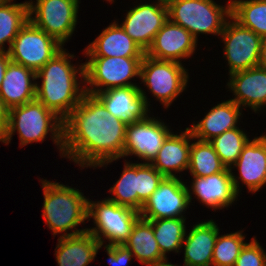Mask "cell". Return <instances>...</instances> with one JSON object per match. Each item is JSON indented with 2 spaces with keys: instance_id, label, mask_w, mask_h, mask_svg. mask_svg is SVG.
<instances>
[{
  "instance_id": "11",
  "label": "cell",
  "mask_w": 266,
  "mask_h": 266,
  "mask_svg": "<svg viewBox=\"0 0 266 266\" xmlns=\"http://www.w3.org/2000/svg\"><path fill=\"white\" fill-rule=\"evenodd\" d=\"M229 19L220 36L225 44L224 54L231 75L259 65L262 37L241 26L232 17Z\"/></svg>"
},
{
  "instance_id": "14",
  "label": "cell",
  "mask_w": 266,
  "mask_h": 266,
  "mask_svg": "<svg viewBox=\"0 0 266 266\" xmlns=\"http://www.w3.org/2000/svg\"><path fill=\"white\" fill-rule=\"evenodd\" d=\"M168 19L166 5L141 3L127 12L121 27L146 52Z\"/></svg>"
},
{
  "instance_id": "13",
  "label": "cell",
  "mask_w": 266,
  "mask_h": 266,
  "mask_svg": "<svg viewBox=\"0 0 266 266\" xmlns=\"http://www.w3.org/2000/svg\"><path fill=\"white\" fill-rule=\"evenodd\" d=\"M161 121L147 116L126 126L123 157L136 155L151 163L157 156L163 141L171 133Z\"/></svg>"
},
{
  "instance_id": "34",
  "label": "cell",
  "mask_w": 266,
  "mask_h": 266,
  "mask_svg": "<svg viewBox=\"0 0 266 266\" xmlns=\"http://www.w3.org/2000/svg\"><path fill=\"white\" fill-rule=\"evenodd\" d=\"M164 176L150 163H138V198L145 203Z\"/></svg>"
},
{
  "instance_id": "8",
  "label": "cell",
  "mask_w": 266,
  "mask_h": 266,
  "mask_svg": "<svg viewBox=\"0 0 266 266\" xmlns=\"http://www.w3.org/2000/svg\"><path fill=\"white\" fill-rule=\"evenodd\" d=\"M139 78L167 108L184 91L189 77L182 63L156 60L144 55Z\"/></svg>"
},
{
  "instance_id": "4",
  "label": "cell",
  "mask_w": 266,
  "mask_h": 266,
  "mask_svg": "<svg viewBox=\"0 0 266 266\" xmlns=\"http://www.w3.org/2000/svg\"><path fill=\"white\" fill-rule=\"evenodd\" d=\"M63 124V119L35 99L9 109L8 129L3 143L8 145L16 131L21 147L32 142H42L50 131L63 156Z\"/></svg>"
},
{
  "instance_id": "40",
  "label": "cell",
  "mask_w": 266,
  "mask_h": 266,
  "mask_svg": "<svg viewBox=\"0 0 266 266\" xmlns=\"http://www.w3.org/2000/svg\"><path fill=\"white\" fill-rule=\"evenodd\" d=\"M147 266H178V265H174V264L168 263L167 259H165V260H163L161 262L153 263V264L147 265Z\"/></svg>"
},
{
  "instance_id": "27",
  "label": "cell",
  "mask_w": 266,
  "mask_h": 266,
  "mask_svg": "<svg viewBox=\"0 0 266 266\" xmlns=\"http://www.w3.org/2000/svg\"><path fill=\"white\" fill-rule=\"evenodd\" d=\"M13 0H0V52H5L4 43L8 42L9 51L18 32L29 20L28 1L12 3Z\"/></svg>"
},
{
  "instance_id": "36",
  "label": "cell",
  "mask_w": 266,
  "mask_h": 266,
  "mask_svg": "<svg viewBox=\"0 0 266 266\" xmlns=\"http://www.w3.org/2000/svg\"><path fill=\"white\" fill-rule=\"evenodd\" d=\"M109 264L112 266H126L133 258V254L124 244L105 246Z\"/></svg>"
},
{
  "instance_id": "9",
  "label": "cell",
  "mask_w": 266,
  "mask_h": 266,
  "mask_svg": "<svg viewBox=\"0 0 266 266\" xmlns=\"http://www.w3.org/2000/svg\"><path fill=\"white\" fill-rule=\"evenodd\" d=\"M62 49L58 40L28 20L13 40L8 54L12 62L37 72Z\"/></svg>"
},
{
  "instance_id": "35",
  "label": "cell",
  "mask_w": 266,
  "mask_h": 266,
  "mask_svg": "<svg viewBox=\"0 0 266 266\" xmlns=\"http://www.w3.org/2000/svg\"><path fill=\"white\" fill-rule=\"evenodd\" d=\"M255 239L244 245L234 266H266V253Z\"/></svg>"
},
{
  "instance_id": "30",
  "label": "cell",
  "mask_w": 266,
  "mask_h": 266,
  "mask_svg": "<svg viewBox=\"0 0 266 266\" xmlns=\"http://www.w3.org/2000/svg\"><path fill=\"white\" fill-rule=\"evenodd\" d=\"M138 163L126 162L124 170L115 185L110 188L113 197L109 201L127 206L140 212L143 202L138 198Z\"/></svg>"
},
{
  "instance_id": "31",
  "label": "cell",
  "mask_w": 266,
  "mask_h": 266,
  "mask_svg": "<svg viewBox=\"0 0 266 266\" xmlns=\"http://www.w3.org/2000/svg\"><path fill=\"white\" fill-rule=\"evenodd\" d=\"M188 169L192 176L206 177L227 168L209 141L197 140L191 143Z\"/></svg>"
},
{
  "instance_id": "23",
  "label": "cell",
  "mask_w": 266,
  "mask_h": 266,
  "mask_svg": "<svg viewBox=\"0 0 266 266\" xmlns=\"http://www.w3.org/2000/svg\"><path fill=\"white\" fill-rule=\"evenodd\" d=\"M219 228L213 220L195 224L184 238L183 266H211Z\"/></svg>"
},
{
  "instance_id": "26",
  "label": "cell",
  "mask_w": 266,
  "mask_h": 266,
  "mask_svg": "<svg viewBox=\"0 0 266 266\" xmlns=\"http://www.w3.org/2000/svg\"><path fill=\"white\" fill-rule=\"evenodd\" d=\"M123 244L146 266L167 259L159 249L151 222L141 217L136 220L128 239Z\"/></svg>"
},
{
  "instance_id": "12",
  "label": "cell",
  "mask_w": 266,
  "mask_h": 266,
  "mask_svg": "<svg viewBox=\"0 0 266 266\" xmlns=\"http://www.w3.org/2000/svg\"><path fill=\"white\" fill-rule=\"evenodd\" d=\"M191 189L176 177H164L157 189L143 204L139 214L145 220L184 217L191 202Z\"/></svg>"
},
{
  "instance_id": "32",
  "label": "cell",
  "mask_w": 266,
  "mask_h": 266,
  "mask_svg": "<svg viewBox=\"0 0 266 266\" xmlns=\"http://www.w3.org/2000/svg\"><path fill=\"white\" fill-rule=\"evenodd\" d=\"M248 141V136L237 127L227 130L209 142L226 168H231Z\"/></svg>"
},
{
  "instance_id": "2",
  "label": "cell",
  "mask_w": 266,
  "mask_h": 266,
  "mask_svg": "<svg viewBox=\"0 0 266 266\" xmlns=\"http://www.w3.org/2000/svg\"><path fill=\"white\" fill-rule=\"evenodd\" d=\"M73 57L74 55L62 49L36 72V79L41 78L42 83L41 86L36 84L35 99L63 120L86 93L85 87H80L77 80L78 73L85 79V66L82 64L76 69L69 61Z\"/></svg>"
},
{
  "instance_id": "39",
  "label": "cell",
  "mask_w": 266,
  "mask_h": 266,
  "mask_svg": "<svg viewBox=\"0 0 266 266\" xmlns=\"http://www.w3.org/2000/svg\"><path fill=\"white\" fill-rule=\"evenodd\" d=\"M258 66L266 69V37L262 38Z\"/></svg>"
},
{
  "instance_id": "22",
  "label": "cell",
  "mask_w": 266,
  "mask_h": 266,
  "mask_svg": "<svg viewBox=\"0 0 266 266\" xmlns=\"http://www.w3.org/2000/svg\"><path fill=\"white\" fill-rule=\"evenodd\" d=\"M89 57H143L142 48L113 22L85 50Z\"/></svg>"
},
{
  "instance_id": "17",
  "label": "cell",
  "mask_w": 266,
  "mask_h": 266,
  "mask_svg": "<svg viewBox=\"0 0 266 266\" xmlns=\"http://www.w3.org/2000/svg\"><path fill=\"white\" fill-rule=\"evenodd\" d=\"M238 167L240 177L232 173L233 185L239 193L238 179L249 191L257 192L266 184V135H261L247 142L238 160L232 165Z\"/></svg>"
},
{
  "instance_id": "6",
  "label": "cell",
  "mask_w": 266,
  "mask_h": 266,
  "mask_svg": "<svg viewBox=\"0 0 266 266\" xmlns=\"http://www.w3.org/2000/svg\"><path fill=\"white\" fill-rule=\"evenodd\" d=\"M142 59L143 57H89L88 62L84 63L85 79L82 83L85 82L92 88L85 86V92L94 95L112 88L137 86L129 80L140 77Z\"/></svg>"
},
{
  "instance_id": "19",
  "label": "cell",
  "mask_w": 266,
  "mask_h": 266,
  "mask_svg": "<svg viewBox=\"0 0 266 266\" xmlns=\"http://www.w3.org/2000/svg\"><path fill=\"white\" fill-rule=\"evenodd\" d=\"M193 179V194L213 210L228 207L238 199L232 180V167L206 177L193 176Z\"/></svg>"
},
{
  "instance_id": "24",
  "label": "cell",
  "mask_w": 266,
  "mask_h": 266,
  "mask_svg": "<svg viewBox=\"0 0 266 266\" xmlns=\"http://www.w3.org/2000/svg\"><path fill=\"white\" fill-rule=\"evenodd\" d=\"M56 246L59 266H87L95 259L102 244L86 231L74 236H60Z\"/></svg>"
},
{
  "instance_id": "1",
  "label": "cell",
  "mask_w": 266,
  "mask_h": 266,
  "mask_svg": "<svg viewBox=\"0 0 266 266\" xmlns=\"http://www.w3.org/2000/svg\"><path fill=\"white\" fill-rule=\"evenodd\" d=\"M126 126L95 95L85 93L64 119L63 155L81 167H103L123 158Z\"/></svg>"
},
{
  "instance_id": "25",
  "label": "cell",
  "mask_w": 266,
  "mask_h": 266,
  "mask_svg": "<svg viewBox=\"0 0 266 266\" xmlns=\"http://www.w3.org/2000/svg\"><path fill=\"white\" fill-rule=\"evenodd\" d=\"M240 108L231 99L217 104L199 123L189 128L193 138L210 141L227 130L237 128L236 124L242 114Z\"/></svg>"
},
{
  "instance_id": "28",
  "label": "cell",
  "mask_w": 266,
  "mask_h": 266,
  "mask_svg": "<svg viewBox=\"0 0 266 266\" xmlns=\"http://www.w3.org/2000/svg\"><path fill=\"white\" fill-rule=\"evenodd\" d=\"M231 17L241 26L266 37V0H230Z\"/></svg>"
},
{
  "instance_id": "29",
  "label": "cell",
  "mask_w": 266,
  "mask_h": 266,
  "mask_svg": "<svg viewBox=\"0 0 266 266\" xmlns=\"http://www.w3.org/2000/svg\"><path fill=\"white\" fill-rule=\"evenodd\" d=\"M185 217L149 220L162 255L179 252L186 234Z\"/></svg>"
},
{
  "instance_id": "18",
  "label": "cell",
  "mask_w": 266,
  "mask_h": 266,
  "mask_svg": "<svg viewBox=\"0 0 266 266\" xmlns=\"http://www.w3.org/2000/svg\"><path fill=\"white\" fill-rule=\"evenodd\" d=\"M227 85L238 106H249L256 112L266 105V69L257 66L233 73Z\"/></svg>"
},
{
  "instance_id": "5",
  "label": "cell",
  "mask_w": 266,
  "mask_h": 266,
  "mask_svg": "<svg viewBox=\"0 0 266 266\" xmlns=\"http://www.w3.org/2000/svg\"><path fill=\"white\" fill-rule=\"evenodd\" d=\"M224 7L213 0H172L168 5V18L189 31L197 40L200 34L220 35L231 17V1Z\"/></svg>"
},
{
  "instance_id": "20",
  "label": "cell",
  "mask_w": 266,
  "mask_h": 266,
  "mask_svg": "<svg viewBox=\"0 0 266 266\" xmlns=\"http://www.w3.org/2000/svg\"><path fill=\"white\" fill-rule=\"evenodd\" d=\"M34 80H37L35 71L9 62L0 86V97L9 109L35 100L37 82L32 83Z\"/></svg>"
},
{
  "instance_id": "37",
  "label": "cell",
  "mask_w": 266,
  "mask_h": 266,
  "mask_svg": "<svg viewBox=\"0 0 266 266\" xmlns=\"http://www.w3.org/2000/svg\"><path fill=\"white\" fill-rule=\"evenodd\" d=\"M9 123V108L0 97V141L4 142Z\"/></svg>"
},
{
  "instance_id": "10",
  "label": "cell",
  "mask_w": 266,
  "mask_h": 266,
  "mask_svg": "<svg viewBox=\"0 0 266 266\" xmlns=\"http://www.w3.org/2000/svg\"><path fill=\"white\" fill-rule=\"evenodd\" d=\"M78 3L79 0H36L34 5L29 1V20L63 45L75 30Z\"/></svg>"
},
{
  "instance_id": "38",
  "label": "cell",
  "mask_w": 266,
  "mask_h": 266,
  "mask_svg": "<svg viewBox=\"0 0 266 266\" xmlns=\"http://www.w3.org/2000/svg\"><path fill=\"white\" fill-rule=\"evenodd\" d=\"M11 61L9 54L7 51L5 52H0V86L2 84V81L4 79V74L6 71V68Z\"/></svg>"
},
{
  "instance_id": "3",
  "label": "cell",
  "mask_w": 266,
  "mask_h": 266,
  "mask_svg": "<svg viewBox=\"0 0 266 266\" xmlns=\"http://www.w3.org/2000/svg\"><path fill=\"white\" fill-rule=\"evenodd\" d=\"M44 194L43 214L53 235L74 236L87 231L76 227L88 219V200L79 189L56 182L42 181ZM71 229H75L72 231ZM71 230V233H67Z\"/></svg>"
},
{
  "instance_id": "7",
  "label": "cell",
  "mask_w": 266,
  "mask_h": 266,
  "mask_svg": "<svg viewBox=\"0 0 266 266\" xmlns=\"http://www.w3.org/2000/svg\"><path fill=\"white\" fill-rule=\"evenodd\" d=\"M88 219L93 217L96 227L86 228L103 245L123 244L131 233L132 227L140 217L138 211L121 206L104 198L96 203L88 200ZM102 236H104L102 238Z\"/></svg>"
},
{
  "instance_id": "41",
  "label": "cell",
  "mask_w": 266,
  "mask_h": 266,
  "mask_svg": "<svg viewBox=\"0 0 266 266\" xmlns=\"http://www.w3.org/2000/svg\"><path fill=\"white\" fill-rule=\"evenodd\" d=\"M172 0H158V3L164 4V5H168Z\"/></svg>"
},
{
  "instance_id": "21",
  "label": "cell",
  "mask_w": 266,
  "mask_h": 266,
  "mask_svg": "<svg viewBox=\"0 0 266 266\" xmlns=\"http://www.w3.org/2000/svg\"><path fill=\"white\" fill-rule=\"evenodd\" d=\"M191 139L194 138L189 127L180 135L171 132L150 164L164 177H176L172 172L188 170Z\"/></svg>"
},
{
  "instance_id": "15",
  "label": "cell",
  "mask_w": 266,
  "mask_h": 266,
  "mask_svg": "<svg viewBox=\"0 0 266 266\" xmlns=\"http://www.w3.org/2000/svg\"><path fill=\"white\" fill-rule=\"evenodd\" d=\"M196 45L197 40L189 31L168 19L155 35L145 55L156 60L181 63L179 59L193 55Z\"/></svg>"
},
{
  "instance_id": "16",
  "label": "cell",
  "mask_w": 266,
  "mask_h": 266,
  "mask_svg": "<svg viewBox=\"0 0 266 266\" xmlns=\"http://www.w3.org/2000/svg\"><path fill=\"white\" fill-rule=\"evenodd\" d=\"M111 113L127 124L148 116V100L139 86H127L103 90L94 94Z\"/></svg>"
},
{
  "instance_id": "33",
  "label": "cell",
  "mask_w": 266,
  "mask_h": 266,
  "mask_svg": "<svg viewBox=\"0 0 266 266\" xmlns=\"http://www.w3.org/2000/svg\"><path fill=\"white\" fill-rule=\"evenodd\" d=\"M244 237L242 231L222 236L218 233L213 249L212 266H234L241 249L246 244Z\"/></svg>"
}]
</instances>
